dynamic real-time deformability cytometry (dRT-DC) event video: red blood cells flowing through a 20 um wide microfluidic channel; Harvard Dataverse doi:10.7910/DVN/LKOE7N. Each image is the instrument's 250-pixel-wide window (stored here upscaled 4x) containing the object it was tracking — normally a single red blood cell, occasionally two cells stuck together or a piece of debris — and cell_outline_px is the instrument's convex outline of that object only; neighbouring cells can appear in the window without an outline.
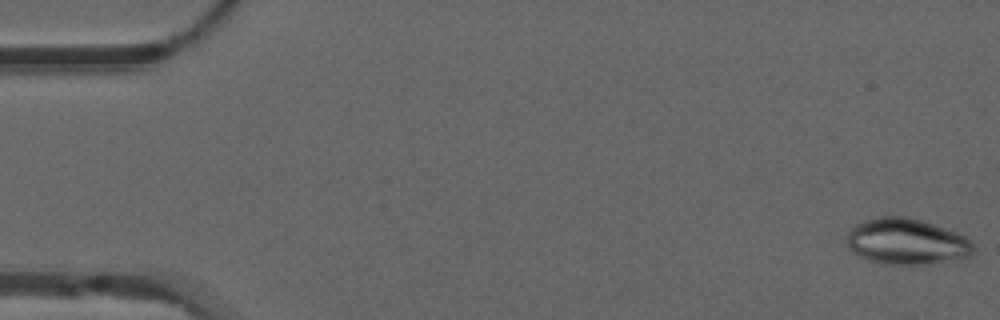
{"species": "common noctule bat (a hibernating species)", "species_latin": "Nyctalus noctula", "temperature_condition": "warm", "stored_images_in_passage": 17, "camera_frame_rate_fps": 3000, "um_per_image_px": 0.085, "animal": {"sex": "male", "forearm_length_mm": 52.5}, "frame": {"image": 1, "passage_image": 1, "time_ms": 0.0, "image_size_px": [1000, 320], "cell_outline_px": [[976, 248], [968, 256], [960, 260], [920, 264], [884, 264], [868, 260], [852, 252], [848, 248], [848, 232], [856, 224], [864, 220], [880, 216], [908, 216], [956, 232], [964, 236]], "centroid_in_image_um": [77.05, 20.53], "position_along_channel_um": 7.9, "area_um2": 33.87}}